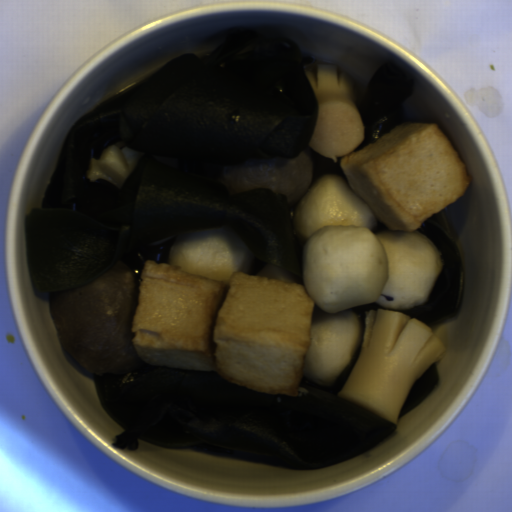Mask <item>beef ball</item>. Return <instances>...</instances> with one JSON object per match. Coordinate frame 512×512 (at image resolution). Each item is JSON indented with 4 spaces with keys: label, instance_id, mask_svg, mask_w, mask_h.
Returning a JSON list of instances; mask_svg holds the SVG:
<instances>
[{
    "label": "beef ball",
    "instance_id": "obj_1",
    "mask_svg": "<svg viewBox=\"0 0 512 512\" xmlns=\"http://www.w3.org/2000/svg\"><path fill=\"white\" fill-rule=\"evenodd\" d=\"M132 272H112L51 300L49 313L63 347L91 374H105L138 354Z\"/></svg>",
    "mask_w": 512,
    "mask_h": 512
},
{
    "label": "beef ball",
    "instance_id": "obj_2",
    "mask_svg": "<svg viewBox=\"0 0 512 512\" xmlns=\"http://www.w3.org/2000/svg\"><path fill=\"white\" fill-rule=\"evenodd\" d=\"M311 182V161L304 151L260 165L228 168L224 173V186L232 193L269 189L283 193L286 201L296 206L310 189Z\"/></svg>",
    "mask_w": 512,
    "mask_h": 512
}]
</instances>
